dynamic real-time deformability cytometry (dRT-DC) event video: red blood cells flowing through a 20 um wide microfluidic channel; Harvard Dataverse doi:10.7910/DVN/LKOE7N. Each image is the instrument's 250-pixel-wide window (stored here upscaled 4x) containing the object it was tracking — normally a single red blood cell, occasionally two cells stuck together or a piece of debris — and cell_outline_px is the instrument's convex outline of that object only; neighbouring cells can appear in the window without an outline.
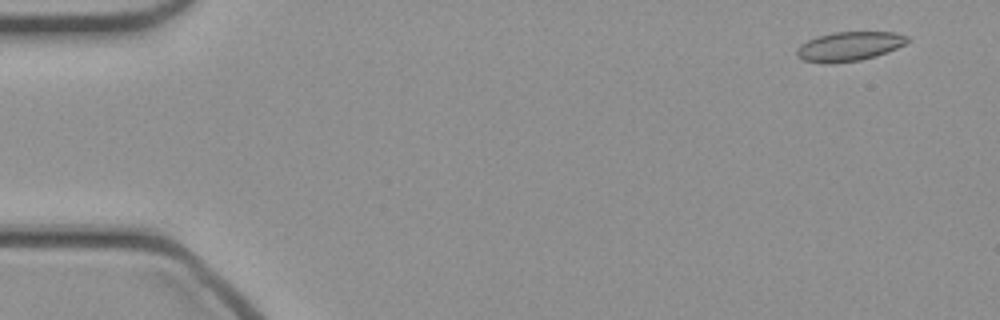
{"species": "common noctule bat (a hibernating species)", "species_latin": "Nyctalus noctula", "temperature_condition": "cold", "stored_images_in_passage": 45, "camera_frame_rate_fps": 3000, "um_per_image_px": 0.085, "animal": {"sex": "female", "body_mass_g": 21.9}, "frame": {"image": 1, "passage_image": 3, "time_ms": 0.667, "image_size_px": [1000, 320], "cell_outline_px": [[908, 40], [904, 44], [888, 52], [876, 56], [860, 60], [828, 64], [804, 60], [796, 56], [796, 52], [800, 44], [816, 36], [836, 32], [896, 32], [908, 36]], "centroid_in_image_um": [72.17, 3.94], "position_along_channel_um": 12.8, "area_um2": 18.84}}
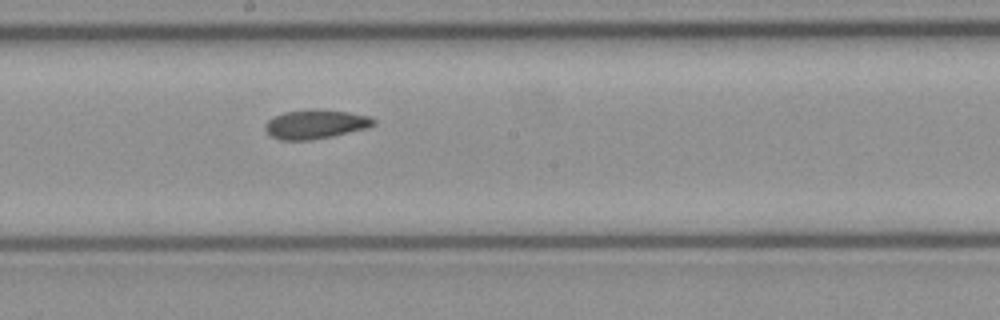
{"frame": {"image": 2, "passage_image": 26, "time_ms": 8.333, "image_size_px": [1000, 320], "cell_outline_px": [[376, 124], [368, 128], [332, 136], [312, 140], [280, 140], [268, 136], [264, 128], [268, 120], [284, 112], [316, 108], [348, 112], [372, 116], [376, 120]], "centroid_in_image_um": [26.84, 10.56], "position_along_channel_um": 221.4, "area_um2": 18.67}}
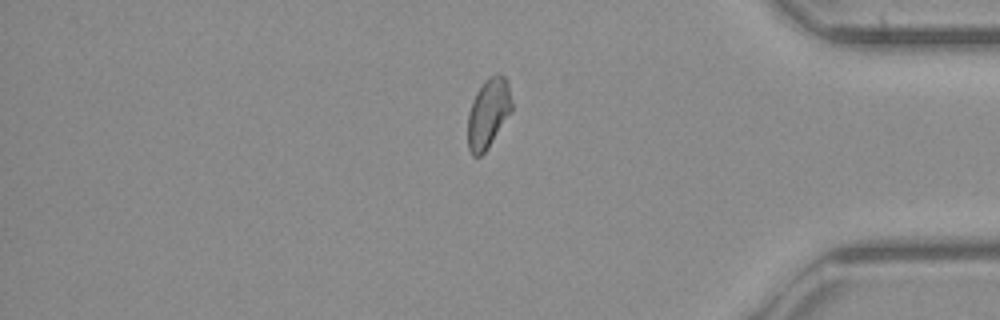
{"frame": {"image": 3, "passage_image": 40, "time_ms": 13.0, "image_size_px": [1000, 320], "cell_outline_px": [[512, 112], [488, 148], [480, 156], [472, 156], [468, 148], [468, 112], [472, 100], [476, 92], [484, 80], [488, 76], [496, 72], [500, 72], [504, 76], [508, 84], [512, 104]], "centroid_in_image_um": [41.5, 9.6], "position_along_channel_um": 393.7, "area_um2": 18.15}}